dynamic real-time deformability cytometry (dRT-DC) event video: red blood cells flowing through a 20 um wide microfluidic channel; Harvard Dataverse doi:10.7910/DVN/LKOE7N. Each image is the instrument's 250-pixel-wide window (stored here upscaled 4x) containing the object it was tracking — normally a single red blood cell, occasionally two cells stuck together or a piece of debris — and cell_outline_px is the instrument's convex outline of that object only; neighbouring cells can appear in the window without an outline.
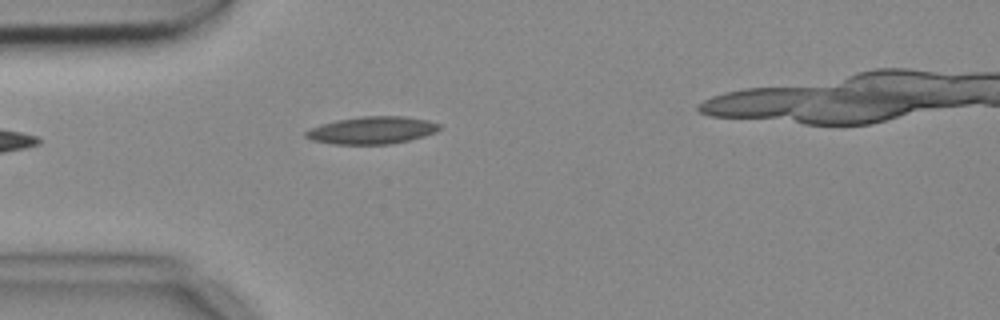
{"species": "common noctule bat (a hibernating species)", "species_latin": "Nyctalus noctula", "temperature_condition": "cold", "stored_images_in_passage": 4, "camera_frame_rate_fps": 3000, "um_per_image_px": 0.085, "animal": {"sex": "female", "body_mass_g": 18.4}, "frame": {"image": 1, "passage_image": 4, "time_ms": 1.0, "image_size_px": [1000, 320], "cell_outline_px": [[440, 128], [436, 132], [424, 136], [408, 140], [388, 144], [332, 144], [312, 140], [304, 136], [304, 132], [312, 128], [336, 120], [360, 116], [404, 116], [428, 120], [440, 124]], "centroid_in_image_um": [31.63, 11.07], "position_along_channel_um": 53.4, "area_um2": 21.21}}